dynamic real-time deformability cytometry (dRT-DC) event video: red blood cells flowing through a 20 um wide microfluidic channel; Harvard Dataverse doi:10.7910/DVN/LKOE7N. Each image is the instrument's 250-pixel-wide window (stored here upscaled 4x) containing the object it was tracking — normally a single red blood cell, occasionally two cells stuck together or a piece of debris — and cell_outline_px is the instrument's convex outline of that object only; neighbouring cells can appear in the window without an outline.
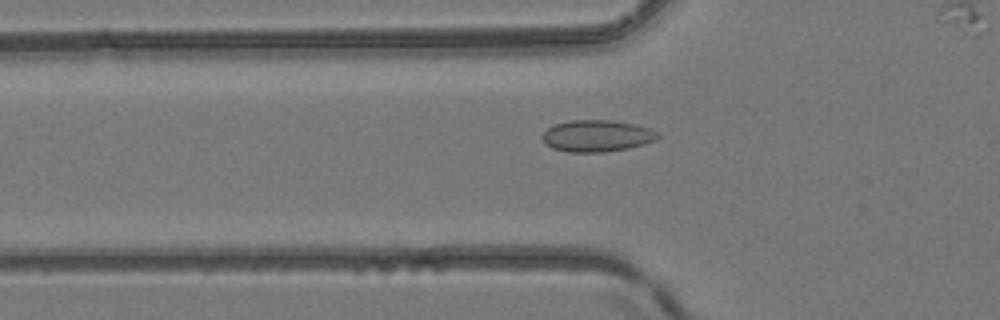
{"species": "common noctule bat (a hibernating species)", "species_latin": "Nyctalus noctula", "temperature_condition": "room temperature", "stored_images_in_passage": 36, "camera_frame_rate_fps": 3000, "um_per_image_px": 0.085, "animal": {"sex": "female", "body_mass_g": 24.6, "forearm_length_mm": 56.2}, "frame": {"image": 1, "passage_image": 18, "time_ms": 5.667, "image_size_px": [1000, 320], "cell_outline_px": [[660, 136], [656, 140], [644, 144], [628, 148], [604, 152], [568, 152], [552, 148], [544, 144], [540, 136], [548, 128], [556, 124], [572, 120], [612, 120], [636, 124], [648, 128], [656, 132]], "centroid_in_image_um": [50.71, 11.55], "position_along_channel_um": 75.1, "area_um2": 21.39}}
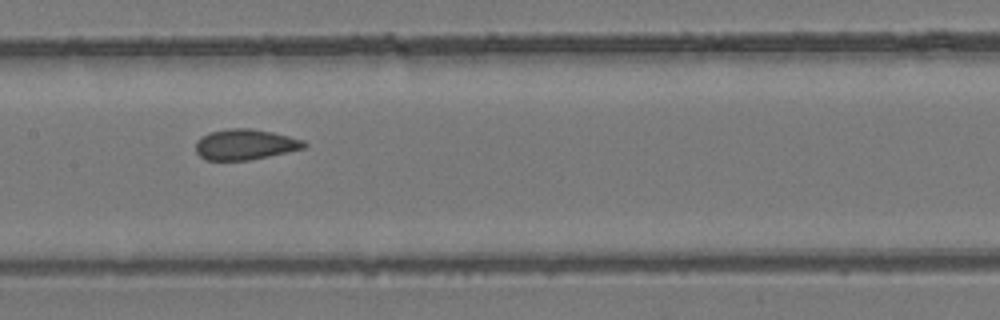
{"frame": {"image": 2, "passage_image": 26, "time_ms": 8.333, "image_size_px": [1000, 320], "cell_outline_px": [[308, 144], [304, 148], [268, 156], [248, 160], [208, 160], [200, 156], [196, 152], [196, 140], [208, 132], [228, 128], [252, 128], [272, 132], [304, 140]], "centroid_in_image_um": [20.81, 12.27], "position_along_channel_um": 186.6, "area_um2": 19.31}}
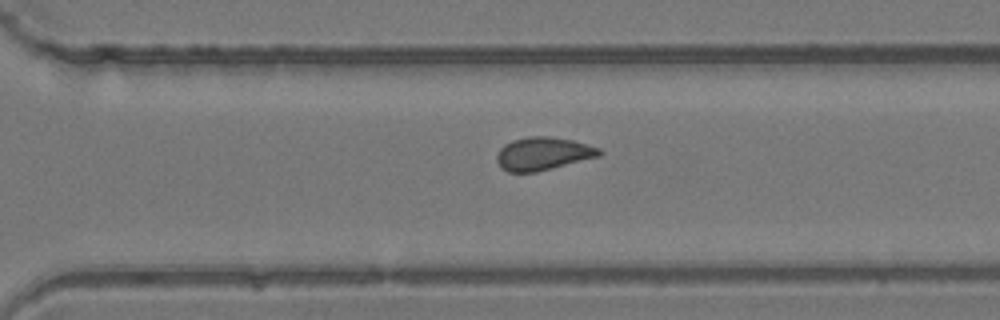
{"frame": {"image": 3, "passage_image": 36, "time_ms": 11.667, "image_size_px": [1000, 320], "cell_outline_px": [[604, 152], [600, 156], [536, 172], [508, 172], [500, 168], [496, 160], [496, 156], [500, 148], [504, 144], [512, 140], [528, 136], [548, 136], [572, 140], [600, 148]], "centroid_in_image_um": [46.14, 13.06], "position_along_channel_um": 324.5, "area_um2": 19.83}}